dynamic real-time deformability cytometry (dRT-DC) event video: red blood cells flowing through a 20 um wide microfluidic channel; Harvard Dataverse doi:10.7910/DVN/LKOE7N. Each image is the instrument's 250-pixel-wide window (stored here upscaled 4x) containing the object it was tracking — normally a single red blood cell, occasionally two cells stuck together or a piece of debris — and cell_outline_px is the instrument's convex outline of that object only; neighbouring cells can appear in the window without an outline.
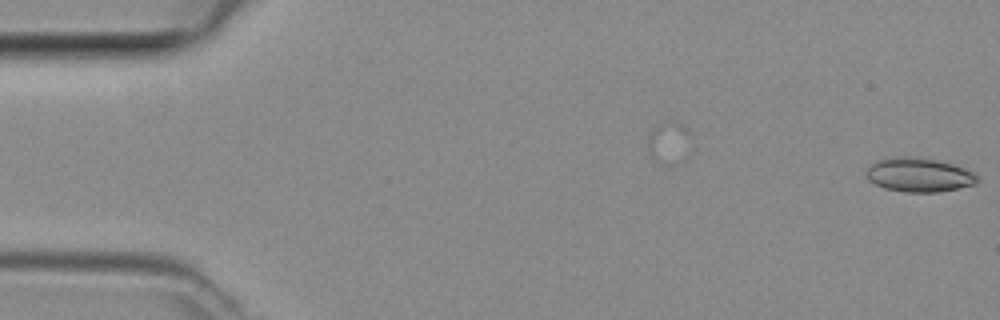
{"species": "common noctule bat (a hibernating species)", "species_latin": "Nyctalus noctula", "temperature_condition": "room temperature", "stored_images_in_passage": 5, "camera_frame_rate_fps": 3000, "um_per_image_px": 0.085, "animal": {"sex": "female", "body_mass_g": 29.2, "forearm_length_mm": 56.3}, "frame": {"image": 1, "passage_image": 5, "time_ms": 1.333, "image_size_px": [1000, 320], "cell_outline_px": [[980, 180], [976, 184], [936, 192], [904, 192], [884, 188], [868, 180], [864, 172], [876, 160], [896, 156], [904, 156], [936, 160], [952, 164], [964, 168], [972, 172]], "centroid_in_image_um": [78.08, 14.86], "position_along_channel_um": 6.9, "area_um2": 21.91}}